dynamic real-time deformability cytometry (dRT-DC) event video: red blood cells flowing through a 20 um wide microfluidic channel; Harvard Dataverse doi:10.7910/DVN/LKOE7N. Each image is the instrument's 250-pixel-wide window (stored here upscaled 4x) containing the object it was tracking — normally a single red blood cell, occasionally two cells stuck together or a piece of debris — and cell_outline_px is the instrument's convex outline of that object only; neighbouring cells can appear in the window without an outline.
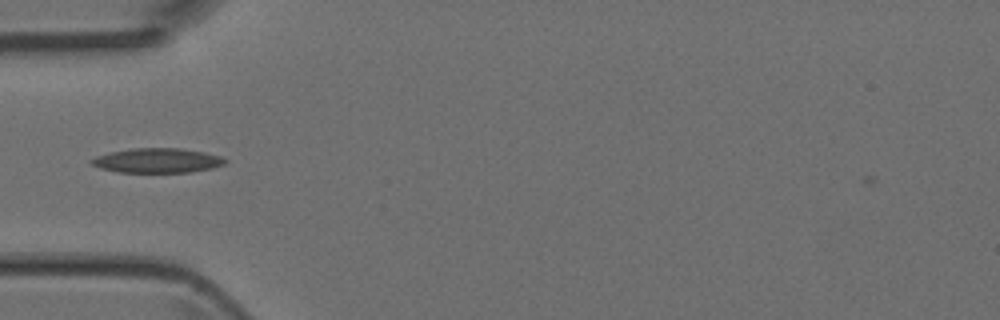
{"species": "Egyptian fruit bat (a non-hibernating species)", "species_latin": "Rousettus aegyptiacus", "temperature_condition": "room temperature", "stored_images_in_passage": 34, "camera_frame_rate_fps": 3000, "um_per_image_px": 0.085, "animal": {"sex": "female"}, "frame": {"image": 1, "passage_image": 2, "time_ms": 0.333, "image_size_px": [1000, 320], "cell_outline_px": [[228, 160], [224, 164], [212, 168], [188, 172], [120, 172], [100, 168], [92, 164], [88, 160], [96, 156], [112, 152], [132, 148], [180, 148], [204, 152], [220, 156]], "centroid_in_image_um": [13.37, 13.64], "position_along_channel_um": 71.6, "area_um2": 19.02}}
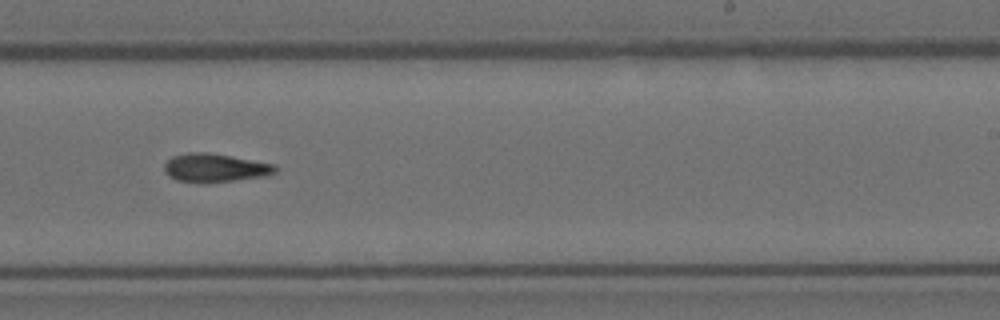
{"frame": {"image": 2, "passage_image": 16, "time_ms": 5.0, "image_size_px": [1000, 320], "cell_outline_px": [[276, 172], [268, 176], [204, 184], [200, 184], [176, 180], [168, 176], [164, 172], [164, 164], [172, 156], [188, 152], [204, 152], [228, 156], [272, 164], [276, 168]], "centroid_in_image_um": [18.2, 14.3], "position_along_channel_um": 270.8, "area_um2": 18.5}}
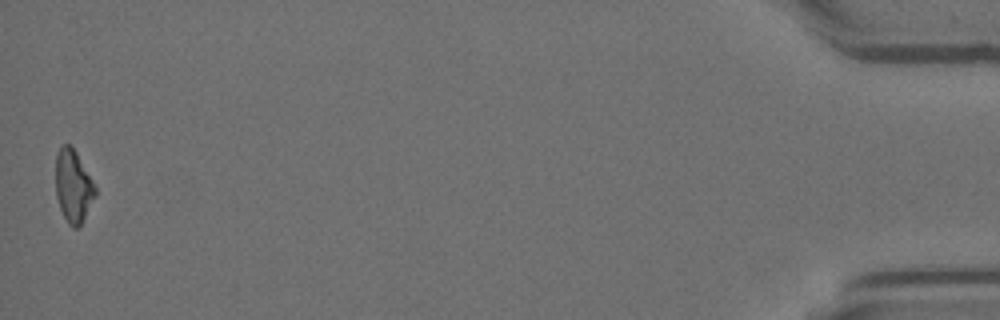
{"frame": {"image": 3, "passage_image": 34, "time_ms": 11.0, "image_size_px": [1000, 320], "cell_outline_px": [[96, 196], [80, 228], [72, 228], [68, 224], [60, 208], [56, 196], [56, 152], [64, 144], [72, 144], [92, 180], [96, 188]], "centroid_in_image_um": [6.23, 15.84], "position_along_channel_um": 429.0, "area_um2": 16.94}}